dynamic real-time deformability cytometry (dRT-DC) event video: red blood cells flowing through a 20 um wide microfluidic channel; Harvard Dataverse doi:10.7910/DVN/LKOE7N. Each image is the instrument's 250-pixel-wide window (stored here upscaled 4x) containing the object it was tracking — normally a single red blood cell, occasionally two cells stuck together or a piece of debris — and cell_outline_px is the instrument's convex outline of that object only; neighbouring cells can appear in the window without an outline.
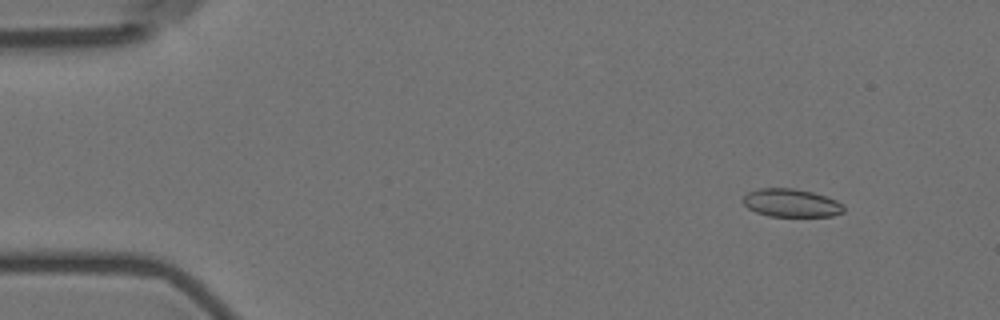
{"species": "Egyptian fruit bat (a non-hibernating species)", "species_latin": "Rousettus aegyptiacus", "temperature_condition": "room temperature", "stored_images_in_passage": 5, "camera_frame_rate_fps": 3000, "um_per_image_px": 0.085, "animal": {"sex": "female"}, "frame": {"image": 1, "passage_image": 2, "time_ms": 1.333, "image_size_px": [1000, 320], "cell_outline_px": [[844, 212], [832, 216], [768, 216], [756, 212], [748, 208], [740, 200], [748, 192], [760, 188], [792, 188], [812, 192], [836, 200], [844, 204]], "centroid_in_image_um": [67.24, 17.25], "position_along_channel_um": 17.8, "area_um2": 16.53}}
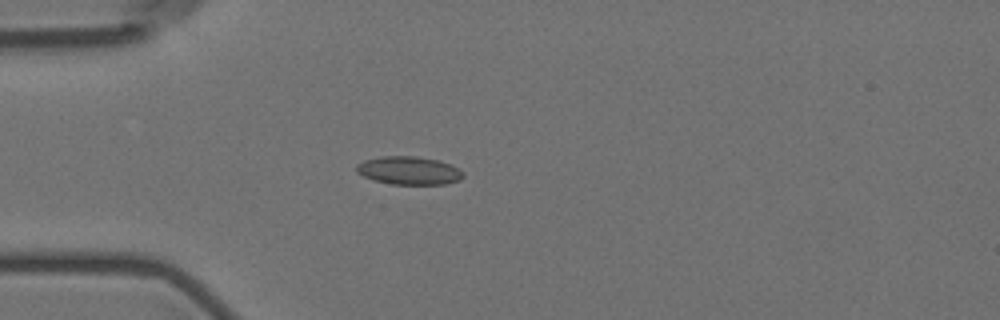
{"frame": {"image": 2, "passage_image": 5, "time_ms": 4.667, "image_size_px": [1000, 320], "cell_outline_px": [[464, 176], [460, 180], [444, 184], [392, 184], [376, 180], [364, 176], [356, 172], [356, 164], [364, 160], [380, 156], [416, 156], [440, 160], [464, 172]], "centroid_in_image_um": [34.75, 14.48], "position_along_channel_um": 50.2, "area_um2": 17.46}}